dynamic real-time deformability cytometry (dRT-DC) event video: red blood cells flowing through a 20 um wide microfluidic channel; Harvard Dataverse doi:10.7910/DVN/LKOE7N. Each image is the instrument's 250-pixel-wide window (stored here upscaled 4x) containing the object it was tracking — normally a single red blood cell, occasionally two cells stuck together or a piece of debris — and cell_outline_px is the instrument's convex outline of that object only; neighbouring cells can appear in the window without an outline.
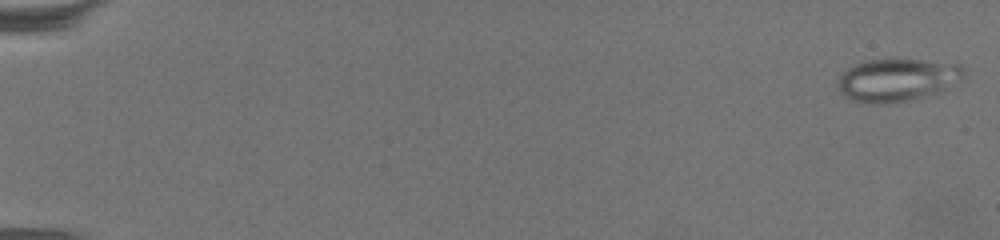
{"species": "common noctule bat (a hibernating species)", "species_latin": "Nyctalus noctula", "temperature_condition": "warm", "stored_images_in_passage": 3, "camera_frame_rate_fps": 3000, "um_per_image_px": 0.085, "animal": {"sex": "female", "body_mass_g": 19.5, "forearm_length_mm": 54.1}, "frame": {"image": 1, "passage_image": 2, "time_ms": 0.333, "image_size_px": [1000, 240], "cell_outline_px": [[964, 76], [960, 80], [936, 92], [904, 100], [852, 100], [844, 96], [840, 92], [840, 76], [848, 68], [856, 64], [868, 60], [924, 60], [960, 64], [964, 68]], "centroid_in_image_um": [76.3, 6.73], "position_along_channel_um": 8.7, "area_um2": 29.65}}